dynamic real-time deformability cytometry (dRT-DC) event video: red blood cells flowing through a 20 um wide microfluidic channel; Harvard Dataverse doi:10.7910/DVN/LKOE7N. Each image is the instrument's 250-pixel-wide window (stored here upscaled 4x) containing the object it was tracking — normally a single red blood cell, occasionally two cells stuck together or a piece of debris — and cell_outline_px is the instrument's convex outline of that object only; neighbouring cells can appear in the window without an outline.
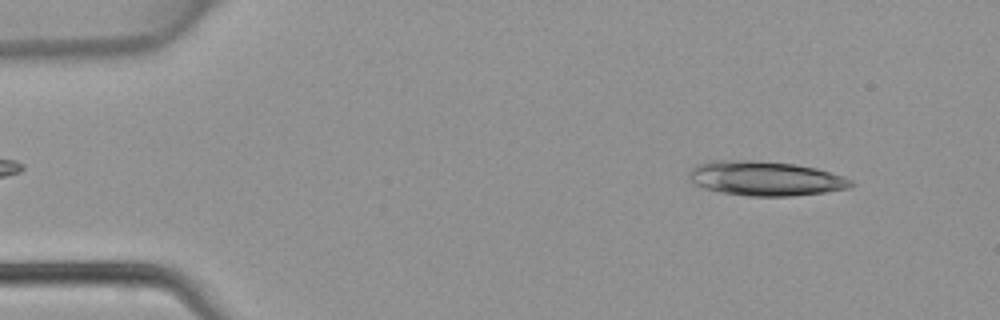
{"species": "common noctule bat (a hibernating species)", "species_latin": "Nyctalus noctula", "temperature_condition": "warm", "stored_images_in_passage": 43, "camera_frame_rate_fps": 3000, "um_per_image_px": 0.085, "animal": {"sex": "female", "body_mass_g": 22.7, "forearm_length_mm": 54.2}, "frame": {"image": 1, "passage_image": 4, "time_ms": 1.0, "image_size_px": [1000, 320], "cell_outline_px": [[856, 184], [848, 188], [824, 192], [792, 196], [748, 196], [720, 192], [704, 188], [696, 184], [688, 176], [688, 172], [696, 164], [712, 160], [752, 160], [796, 164], [816, 168], [844, 176], [852, 180]], "centroid_in_image_um": [65.06, 15.16], "position_along_channel_um": 19.9, "area_um2": 32.71}}